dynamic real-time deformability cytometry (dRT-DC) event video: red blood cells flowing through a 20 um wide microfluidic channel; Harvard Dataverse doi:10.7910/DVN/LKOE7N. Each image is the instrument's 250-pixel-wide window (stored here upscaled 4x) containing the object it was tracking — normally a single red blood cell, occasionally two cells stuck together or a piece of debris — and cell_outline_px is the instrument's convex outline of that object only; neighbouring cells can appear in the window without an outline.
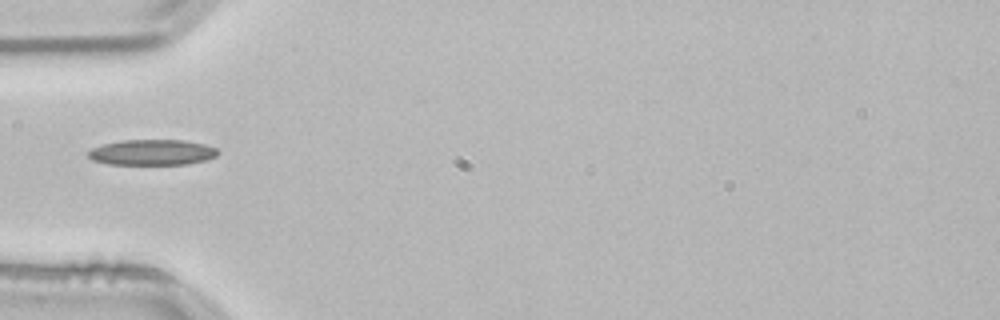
{"species": "common noctule bat (a hibernating species)", "species_latin": "Nyctalus noctula", "temperature_condition": "room temperature", "stored_images_in_passage": 37, "camera_frame_rate_fps": 3000, "um_per_image_px": 0.085, "animal": {"sex": "male", "body_mass_g": 21.5, "forearm_length_mm": 52.0}, "frame": {"image": 1, "passage_image": 1, "time_ms": 0.0, "image_size_px": [1000, 320], "cell_outline_px": [[220, 152], [216, 156], [208, 160], [188, 164], [108, 164], [92, 160], [88, 156], [88, 152], [92, 148], [104, 144], [120, 140], [184, 140], [204, 144], [216, 148]], "centroid_in_image_um": [12.96, 12.95], "position_along_channel_um": 72.0, "area_um2": 19.42}}
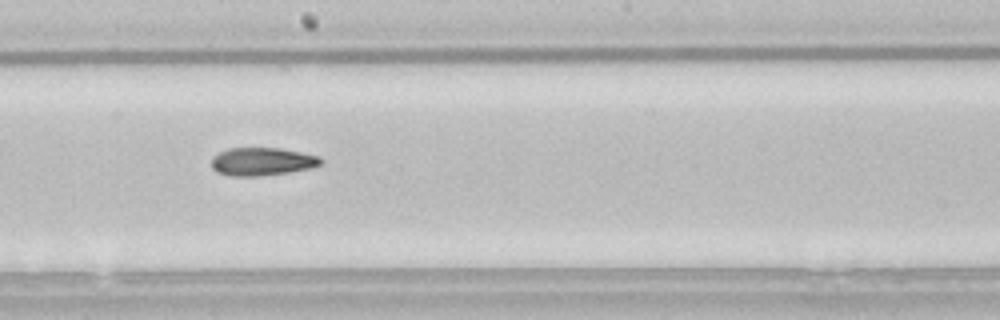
{"frame": {"image": 2, "passage_image": 13, "time_ms": 4.0, "image_size_px": [1000, 320], "cell_outline_px": [[320, 164], [312, 168], [288, 172], [260, 176], [228, 176], [216, 172], [212, 168], [212, 156], [228, 148], [280, 148], [320, 156]], "centroid_in_image_um": [22.24, 13.73], "position_along_channel_um": 226.0, "area_um2": 17.86}}
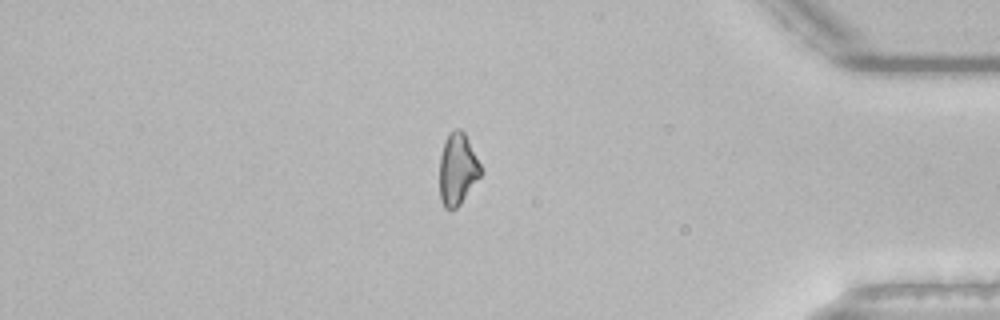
{"frame": {"image": 3, "passage_image": 29, "time_ms": 9.333, "image_size_px": [1000, 320], "cell_outline_px": [[484, 172], [460, 204], [456, 208], [444, 208], [440, 200], [440, 156], [444, 140], [448, 132], [456, 128], [460, 128], [464, 132]], "centroid_in_image_um": [38.89, 14.36], "position_along_channel_um": 396.3, "area_um2": 17.34}, "authors_computed_cell_mechanics": {"area_um2": 17.918, "velocity_mm_per_s": 3.8174, "shape_relaxation_time_tau1_ms": null, "shape_relaxation_time_tau2_ms": 6.0258, "deformation_change_tau1": null, "deformation_change_tau2": 0.147}}